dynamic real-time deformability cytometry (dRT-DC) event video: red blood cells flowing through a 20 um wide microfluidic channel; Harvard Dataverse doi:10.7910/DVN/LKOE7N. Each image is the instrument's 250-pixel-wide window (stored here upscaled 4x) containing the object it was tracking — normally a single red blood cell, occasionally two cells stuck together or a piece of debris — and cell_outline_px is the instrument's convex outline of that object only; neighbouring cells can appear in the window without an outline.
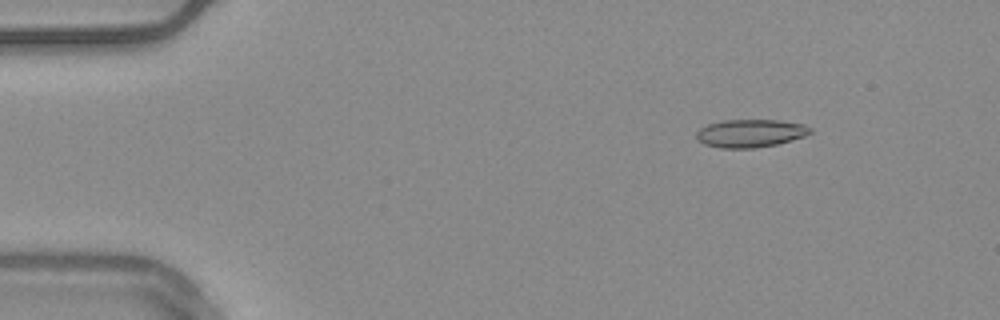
{"species": "common noctule bat (a hibernating species)", "species_latin": "Nyctalus noctula", "temperature_condition": "warm", "stored_images_in_passage": 54, "camera_frame_rate_fps": 3000, "um_per_image_px": 0.085, "animal": {"sex": "male", "body_mass_g": 20.4}, "frame": {"image": 1, "passage_image": 7, "time_ms": 2.0, "image_size_px": [1000, 320], "cell_outline_px": [[812, 132], [804, 136], [792, 140], [776, 144], [756, 148], [720, 148], [704, 144], [696, 136], [696, 132], [700, 128], [708, 124], [724, 120], [780, 120], [804, 124], [812, 128]], "centroid_in_image_um": [63.8, 11.32], "position_along_channel_um": 21.2, "area_um2": 18.55}}
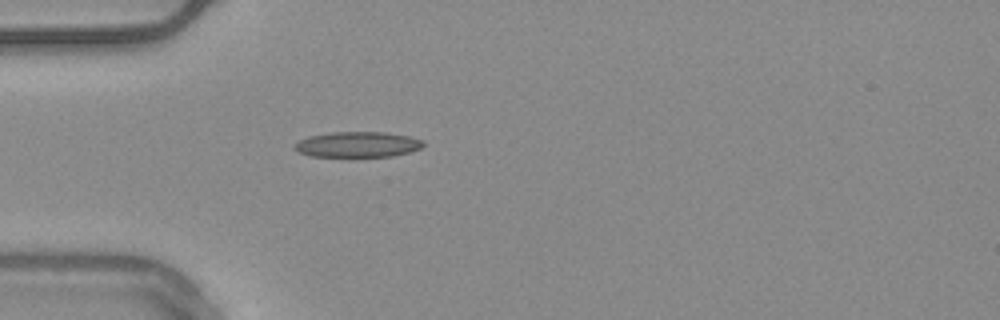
{"frame": {"image": 2, "passage_image": 16, "time_ms": 5.0, "image_size_px": [1000, 320], "cell_outline_px": [[424, 144], [420, 148], [408, 152], [392, 156], [352, 160], [312, 156], [300, 152], [292, 148], [292, 144], [308, 136], [332, 132], [388, 132], [408, 136], [424, 140]], "centroid_in_image_um": [30.35, 12.33], "position_along_channel_um": 54.6, "area_um2": 20.23}}
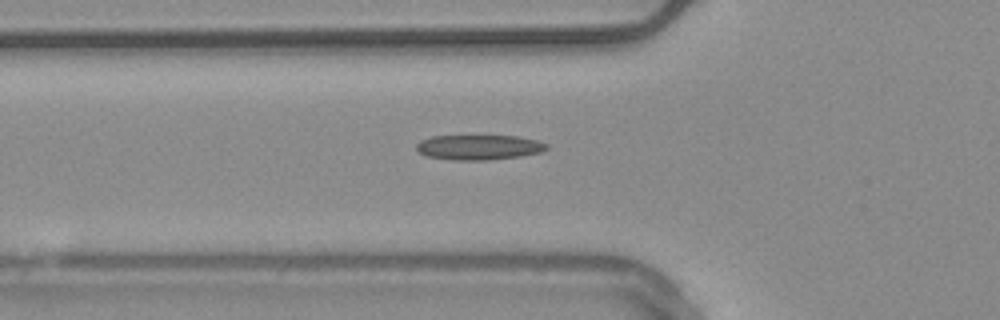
{"frame": {"image": 3, "passage_image": 19, "time_ms": 6.0, "image_size_px": [1000, 320], "cell_outline_px": [[548, 148], [540, 152], [520, 156], [488, 160], [452, 160], [428, 156], [420, 152], [416, 148], [416, 144], [420, 140], [432, 136], [516, 136], [536, 140], [548, 144]], "centroid_in_image_um": [40.7, 12.52], "position_along_channel_um": 85.1, "area_um2": 18.84}}